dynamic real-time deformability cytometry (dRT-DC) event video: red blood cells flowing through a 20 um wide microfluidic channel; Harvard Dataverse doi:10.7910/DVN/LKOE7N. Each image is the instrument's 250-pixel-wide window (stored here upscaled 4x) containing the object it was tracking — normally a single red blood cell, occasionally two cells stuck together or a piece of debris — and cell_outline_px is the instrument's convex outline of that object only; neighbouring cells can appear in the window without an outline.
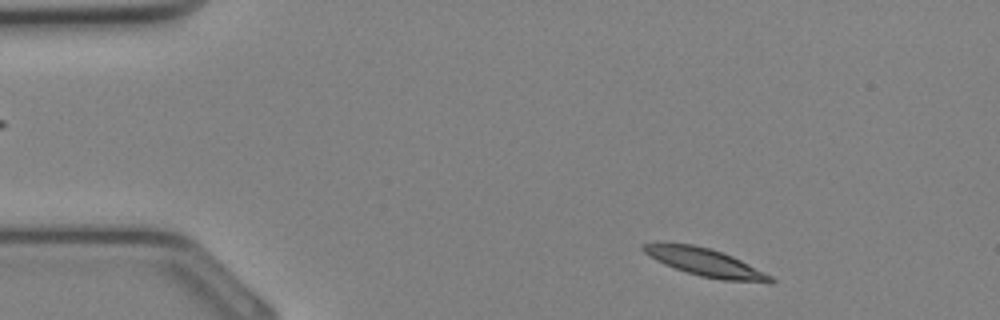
{"species": "Egyptian fruit bat (a non-hibernating species)", "species_latin": "Rousettus aegyptiacus", "temperature_condition": "cold", "stored_images_in_passage": 25, "camera_frame_rate_fps": 3000, "um_per_image_px": 0.085, "animal": {"sex": "female"}, "frame": {"image": 1, "passage_image": 1, "time_ms": 0.0, "image_size_px": [1000, 320], "cell_outline_px": [[776, 280], [772, 284], [724, 280], [700, 276], [664, 264], [648, 256], [640, 248], [640, 244], [692, 244], [708, 248], [732, 256], [772, 276]], "centroid_in_image_um": [60.0, 22.33], "position_along_channel_um": 25.0, "area_um2": 20.29}}
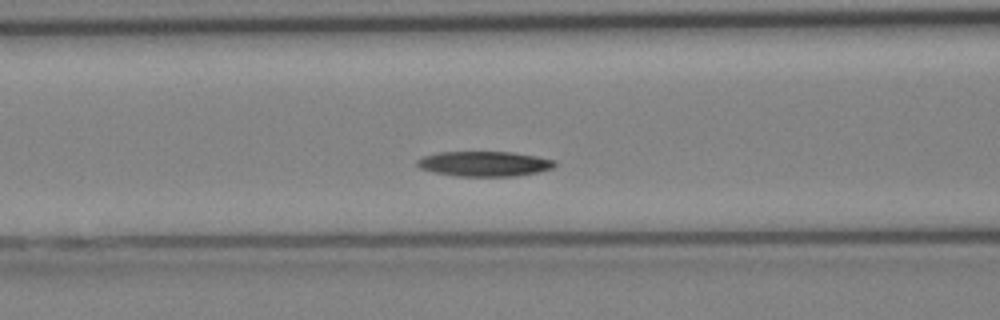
{"frame": {"image": 2, "passage_image": 10, "time_ms": 3.0, "image_size_px": [1000, 320], "cell_outline_px": [[556, 164], [552, 168], [536, 172], [516, 176], [456, 176], [432, 172], [420, 168], [416, 164], [416, 160], [424, 156], [436, 152], [512, 152], [536, 156], [556, 160]], "centroid_in_image_um": [41.14, 13.92], "position_along_channel_um": 125.5, "area_um2": 20.11}}
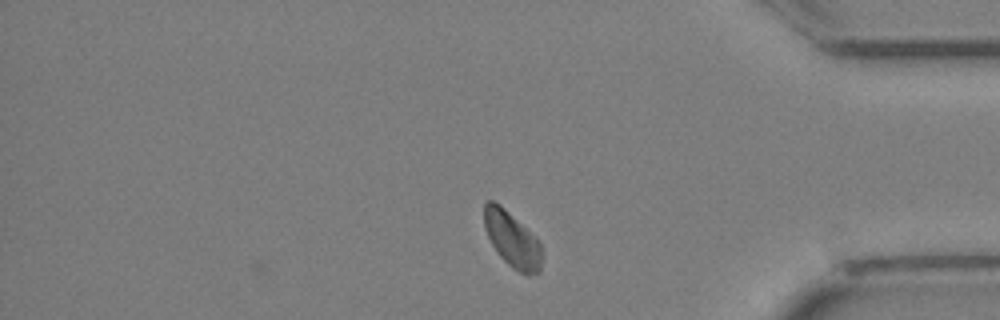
{"frame": {"image": 3, "passage_image": 25, "time_ms": 8.0, "image_size_px": [1000, 320], "cell_outline_px": [[540, 272], [520, 272], [512, 268], [500, 256], [492, 244], [484, 228], [484, 200], [492, 200], [500, 204], [536, 236], [540, 244]], "centroid_in_image_um": [43.49, 20.28], "position_along_channel_um": 391.7, "area_um2": 18.32}}